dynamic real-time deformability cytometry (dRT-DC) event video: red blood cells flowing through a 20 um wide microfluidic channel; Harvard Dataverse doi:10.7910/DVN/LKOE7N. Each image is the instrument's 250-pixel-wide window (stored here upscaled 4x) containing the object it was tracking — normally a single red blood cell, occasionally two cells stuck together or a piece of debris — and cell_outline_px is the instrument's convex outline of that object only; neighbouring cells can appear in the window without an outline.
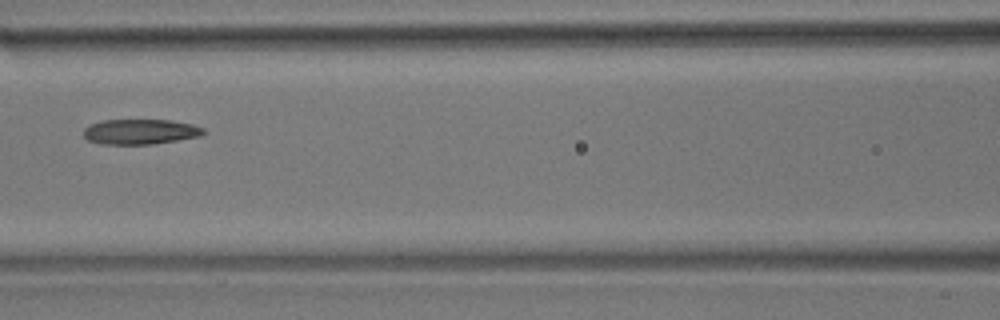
{"species": "common noctule bat (a hibernating species)", "species_latin": "Nyctalus noctula", "temperature_condition": "room temperature", "stored_images_in_passage": 9, "camera_frame_rate_fps": 3000, "um_per_image_px": 0.085, "animal": {"sex": "male", "body_mass_g": 17.9}, "frame": {"image": 1, "passage_image": 6, "time_ms": 6.0, "image_size_px": [1000, 320], "cell_outline_px": [[204, 132], [200, 136], [152, 144], [100, 144], [88, 140], [84, 136], [84, 128], [88, 124], [104, 120], [168, 120], [192, 124], [204, 128]], "centroid_in_image_um": [11.88, 11.19], "position_along_channel_um": 154.7, "area_um2": 17.51}}
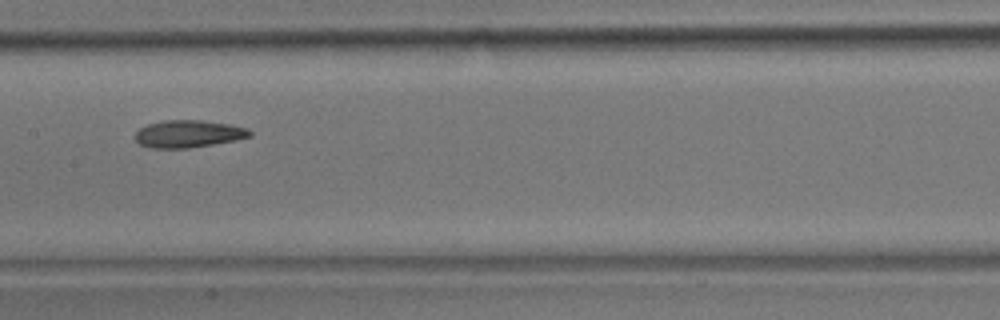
{"frame": {"image": 2, "passage_image": 7, "time_ms": 7.0, "image_size_px": [1000, 320], "cell_outline_px": [[252, 136], [236, 140], [188, 148], [148, 148], [140, 144], [136, 140], [136, 132], [140, 128], [148, 124], [164, 120], [200, 120], [232, 124], [248, 128], [252, 132]], "centroid_in_image_um": [16.04, 11.37], "position_along_channel_um": 191.4, "area_um2": 18.32}}